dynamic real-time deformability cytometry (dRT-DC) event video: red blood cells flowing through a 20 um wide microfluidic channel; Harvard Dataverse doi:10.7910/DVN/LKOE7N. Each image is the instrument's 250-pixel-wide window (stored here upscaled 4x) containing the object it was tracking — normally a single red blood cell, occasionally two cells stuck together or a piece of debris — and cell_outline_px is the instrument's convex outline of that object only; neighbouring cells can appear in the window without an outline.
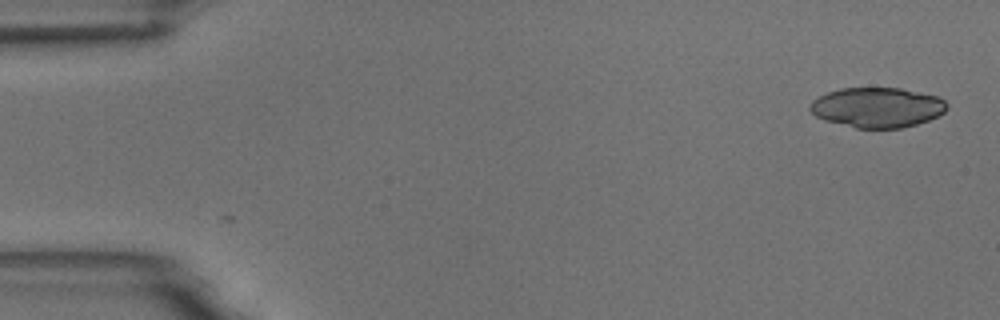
{"species": "common noctule bat (a hibernating species)", "species_latin": "Nyctalus noctula", "temperature_condition": "room temperature", "stored_images_in_passage": 7, "segment_of_instrument_passage": [2, 2], "camera_frame_rate_fps": 3000, "um_per_image_px": 0.085, "animal": {"sex": "male", "body_mass_g": 18.8}, "frame": {"image": 1, "passage_image": 7, "time_ms": 7.0, "image_size_px": [1000, 320], "cell_outline_px": [[948, 108], [944, 112], [928, 120], [916, 124], [900, 128], [856, 128], [824, 120], [816, 116], [808, 108], [808, 104], [812, 100], [828, 92], [840, 88], [900, 88], [936, 96], [944, 100], [948, 104]], "centroid_in_image_um": [74.54, 9.13], "position_along_channel_um": 10.5, "area_um2": 31.85}}